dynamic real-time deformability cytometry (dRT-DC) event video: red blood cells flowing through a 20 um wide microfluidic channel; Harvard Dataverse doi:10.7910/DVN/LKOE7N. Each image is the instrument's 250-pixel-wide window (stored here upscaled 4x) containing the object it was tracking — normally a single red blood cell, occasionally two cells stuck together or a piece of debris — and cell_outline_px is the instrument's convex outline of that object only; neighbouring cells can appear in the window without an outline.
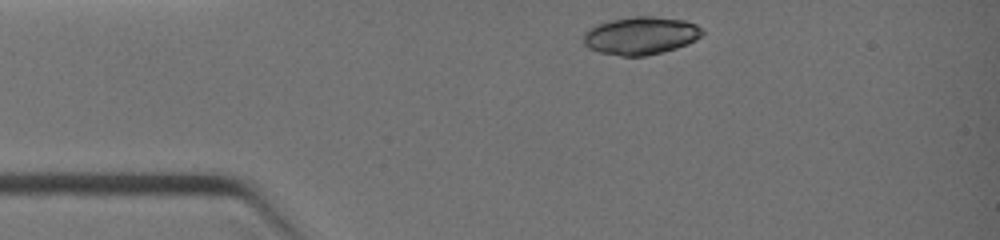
{"species": "common noctule bat (a hibernating species)", "species_latin": "Nyctalus noctula", "temperature_condition": "warm", "stored_images_in_passage": 4, "camera_frame_rate_fps": 3000, "um_per_image_px": 0.085, "animal": {"sex": "female", "body_mass_g": 19.0, "forearm_length_mm": 51.5}, "frame": {"image": 1, "passage_image": 1, "time_ms": 0.0, "image_size_px": [1000, 240], "cell_outline_px": [[704, 32], [696, 40], [688, 44], [664, 52], [644, 56], [620, 56], [600, 52], [588, 48], [584, 44], [584, 32], [588, 28], [608, 20], [632, 16], [652, 16], [684, 20], [696, 24]], "centroid_in_image_um": [54.45, 3.03], "position_along_channel_um": 30.5, "area_um2": 26.36}}
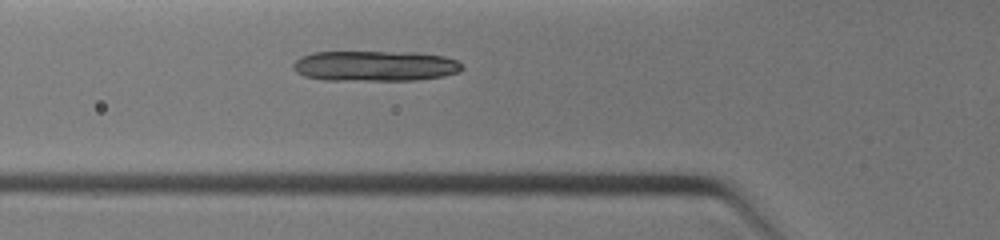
{"frame": {"image": 2, "passage_image": 4, "time_ms": 2.0, "image_size_px": [1000, 240], "cell_outline_px": [[464, 68], [460, 72], [444, 76], [416, 80], [324, 80], [304, 76], [296, 72], [292, 68], [292, 64], [300, 56], [312, 52], [416, 52], [444, 56], [456, 60], [464, 64]], "centroid_in_image_um": [31.89, 5.6], "position_along_channel_um": 93.9, "area_um2": 30.35}}